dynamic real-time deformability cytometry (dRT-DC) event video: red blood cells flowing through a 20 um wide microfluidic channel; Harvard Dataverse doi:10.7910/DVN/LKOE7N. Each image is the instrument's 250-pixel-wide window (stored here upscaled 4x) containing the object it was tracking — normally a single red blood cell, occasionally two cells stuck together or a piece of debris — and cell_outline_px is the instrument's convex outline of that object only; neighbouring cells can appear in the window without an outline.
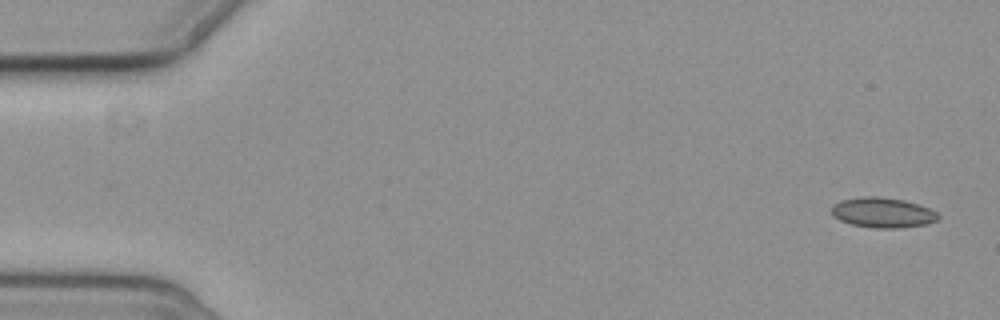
{"species": "common noctule bat (a hibernating species)", "species_latin": "Nyctalus noctula", "temperature_condition": "cold", "stored_images_in_passage": 5, "camera_frame_rate_fps": 3000, "um_per_image_px": 0.085, "animal": {"sex": "female", "body_mass_g": 19.3, "forearm_length_mm": 54.1}, "frame": {"image": 1, "passage_image": 1, "time_ms": 0.0, "image_size_px": [1000, 320], "cell_outline_px": [[940, 216], [936, 220], [928, 224], [900, 228], [872, 228], [852, 224], [840, 220], [832, 216], [832, 204], [840, 200], [860, 196], [876, 196], [904, 200], [920, 204], [936, 212]], "centroid_in_image_um": [75.01, 18.06], "position_along_channel_um": 10.0, "area_um2": 18.9}}
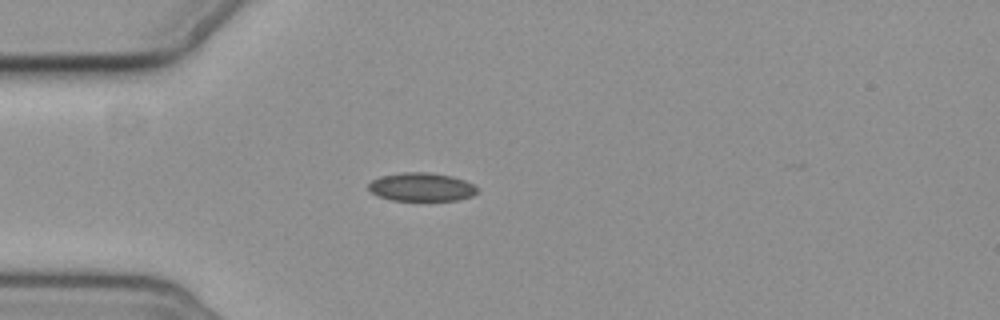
{"frame": {"image": 2, "passage_image": 5, "time_ms": 4.667, "image_size_px": [1000, 320], "cell_outline_px": [[476, 192], [472, 196], [456, 200], [392, 200], [380, 196], [372, 192], [368, 188], [368, 184], [372, 180], [380, 176], [404, 172], [428, 172], [452, 176], [464, 180], [472, 184], [476, 188]], "centroid_in_image_um": [35.81, 15.88], "position_along_channel_um": 49.2, "area_um2": 17.8}}